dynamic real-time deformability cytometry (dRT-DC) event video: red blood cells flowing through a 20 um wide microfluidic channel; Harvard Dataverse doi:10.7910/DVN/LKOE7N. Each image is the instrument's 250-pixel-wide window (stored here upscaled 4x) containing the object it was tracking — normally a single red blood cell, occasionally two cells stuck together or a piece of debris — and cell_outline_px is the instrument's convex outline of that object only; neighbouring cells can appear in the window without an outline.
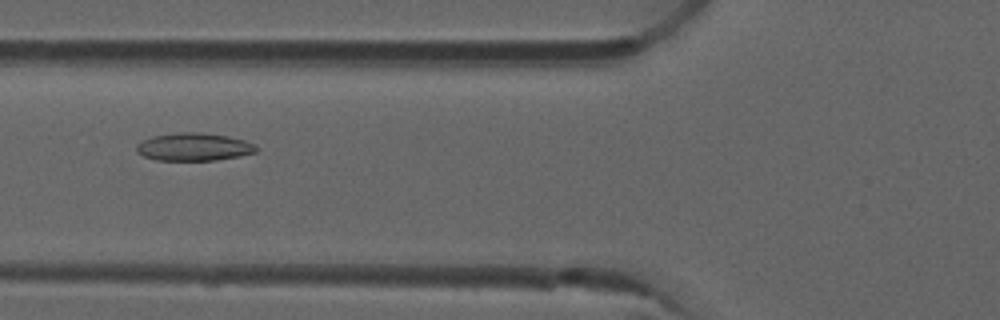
{"species": "common noctule bat (a hibernating species)", "species_latin": "Nyctalus noctula", "temperature_condition": "room temperature", "stored_images_in_passage": 52, "camera_frame_rate_fps": 3000, "um_per_image_px": 0.085, "animal": {"sex": "male", "forearm_length_mm": 52.5}, "frame": {"image": 1, "passage_image": 20, "time_ms": 6.333, "image_size_px": [1000, 320], "cell_outline_px": [[260, 148], [256, 152], [240, 156], [216, 160], [156, 160], [144, 156], [136, 152], [136, 144], [152, 136], [176, 132], [200, 132], [228, 136], [244, 140], [256, 144]], "centroid_in_image_um": [16.5, 12.48], "position_along_channel_um": 109.3, "area_um2": 19.59}}
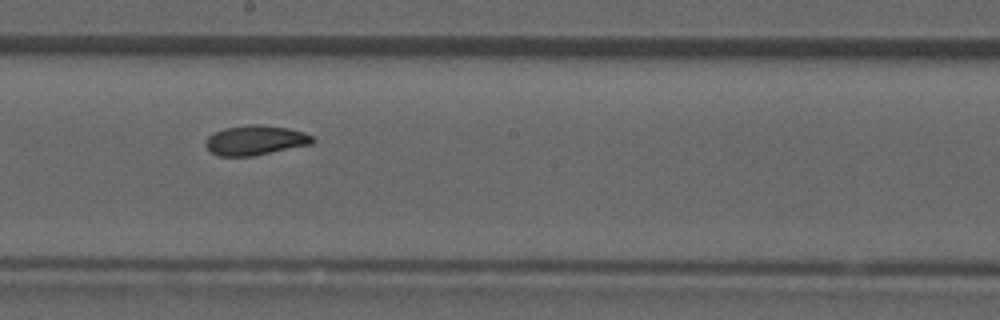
{"frame": {"image": 2, "passage_image": 29, "time_ms": 9.333, "image_size_px": [1000, 320], "cell_outline_px": [[316, 140], [312, 144], [252, 156], [216, 156], [204, 144], [204, 140], [212, 132], [224, 128], [248, 124], [260, 124], [288, 128], [304, 132], [312, 136]], "centroid_in_image_um": [21.68, 11.91], "position_along_channel_um": 226.5, "area_um2": 18.73}}
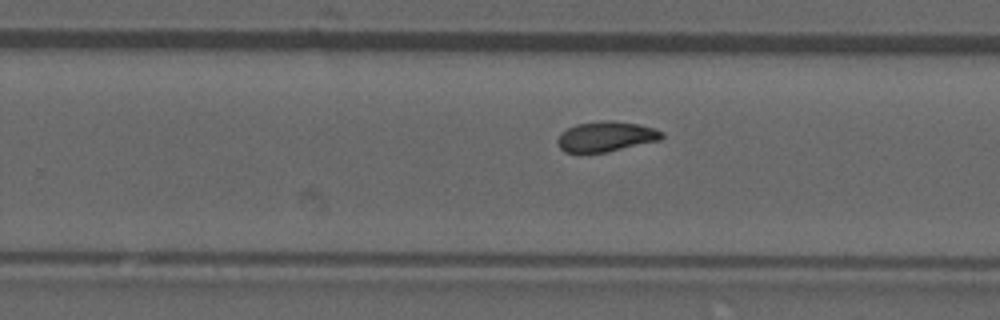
{"frame": {"image": 3, "passage_image": 33, "time_ms": 10.667, "image_size_px": [1000, 320], "cell_outline_px": [[664, 136], [660, 140], [608, 152], [564, 152], [560, 148], [556, 140], [560, 132], [576, 124], [600, 120], [612, 120], [636, 124], [652, 128], [664, 132]], "centroid_in_image_um": [51.48, 11.6], "position_along_channel_um": 278.3, "area_um2": 18.38}, "authors_computed_cell_mechanics": {"area_um2": 18.6983, "velocity_mm_per_s": 3.907, "shape_relaxation_time_tau1_ms": 11.0046, "shape_relaxation_time_tau2_ms": 2.2258, "deformation_change_tau1": 0.2048, "deformation_change_tau2": 0.0725}}